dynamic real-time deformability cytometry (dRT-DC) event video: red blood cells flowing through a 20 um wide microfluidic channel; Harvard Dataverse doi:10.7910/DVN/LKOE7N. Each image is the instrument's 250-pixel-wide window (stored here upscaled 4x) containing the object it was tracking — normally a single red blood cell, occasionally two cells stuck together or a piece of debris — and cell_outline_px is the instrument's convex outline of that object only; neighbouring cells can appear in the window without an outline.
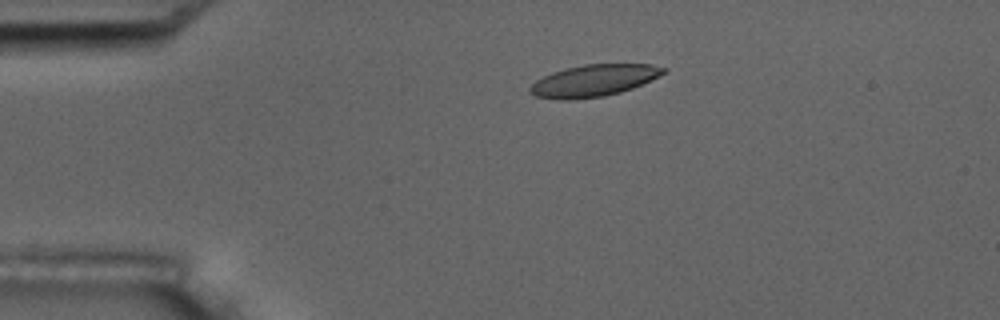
{"species": "common noctule bat (a hibernating species)", "species_latin": "Nyctalus noctula", "temperature_condition": "room temperature", "stored_images_in_passage": 3, "camera_frame_rate_fps": 3000, "um_per_image_px": 0.085, "animal": {"sex": "male", "body_mass_g": 17.5, "forearm_length_mm": 52.3}, "frame": {"image": 1, "passage_image": 1, "time_ms": 0.0, "image_size_px": [1000, 320], "cell_outline_px": [[668, 72], [660, 76], [632, 88], [620, 92], [604, 96], [568, 100], [560, 100], [536, 96], [528, 92], [528, 88], [536, 80], [552, 72], [564, 68], [584, 64], [652, 64], [668, 68]], "centroid_in_image_um": [50.48, 6.84], "position_along_channel_um": 34.5, "area_um2": 24.91}}
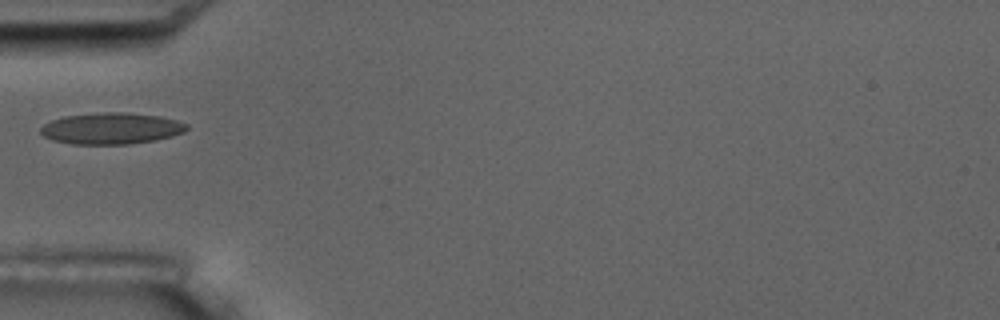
{"frame": {"image": 2, "passage_image": 3, "time_ms": 2.333, "image_size_px": [1000, 320], "cell_outline_px": [[188, 128], [184, 132], [172, 136], [156, 140], [128, 144], [72, 144], [52, 140], [44, 136], [40, 132], [40, 128], [44, 124], [52, 120], [64, 116], [104, 112], [124, 112], [160, 116], [176, 120], [188, 124]], "centroid_in_image_um": [9.47, 10.92], "position_along_channel_um": 75.5, "area_um2": 26.76}}